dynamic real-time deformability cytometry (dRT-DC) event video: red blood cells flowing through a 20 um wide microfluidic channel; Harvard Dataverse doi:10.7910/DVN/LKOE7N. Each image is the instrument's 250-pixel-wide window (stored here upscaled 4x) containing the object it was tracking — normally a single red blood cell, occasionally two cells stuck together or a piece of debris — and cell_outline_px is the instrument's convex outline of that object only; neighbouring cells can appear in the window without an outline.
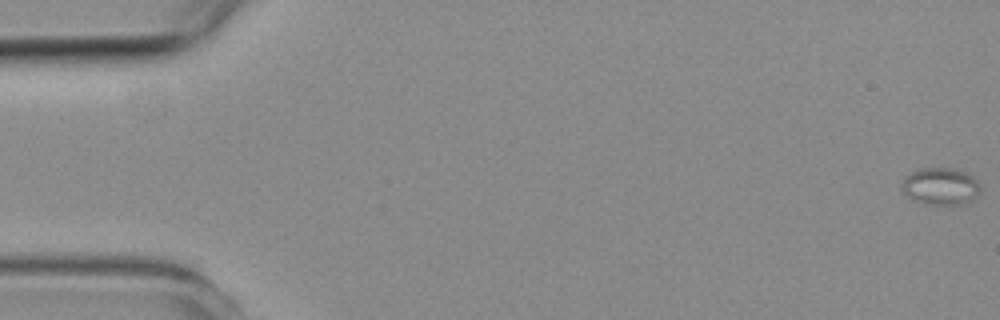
{"species": "common noctule bat (a hibernating species)", "species_latin": "Nyctalus noctula", "temperature_condition": "room temperature", "stored_images_in_passage": 6, "segment_of_instrument_passage": [2, 2], "camera_frame_rate_fps": 3000, "um_per_image_px": 0.085, "animal": {"sex": "female", "body_mass_g": 19.3, "forearm_length_mm": 54.1}, "frame": {"image": 1, "passage_image": 6, "time_ms": 7.0, "image_size_px": [1000, 320], "cell_outline_px": [[980, 192], [968, 204], [924, 204], [912, 200], [900, 188], [900, 184], [904, 176], [920, 168], [960, 168], [968, 172], [980, 184]], "centroid_in_image_um": [79.95, 15.82], "position_along_channel_um": 5.1, "area_um2": 17.46}}